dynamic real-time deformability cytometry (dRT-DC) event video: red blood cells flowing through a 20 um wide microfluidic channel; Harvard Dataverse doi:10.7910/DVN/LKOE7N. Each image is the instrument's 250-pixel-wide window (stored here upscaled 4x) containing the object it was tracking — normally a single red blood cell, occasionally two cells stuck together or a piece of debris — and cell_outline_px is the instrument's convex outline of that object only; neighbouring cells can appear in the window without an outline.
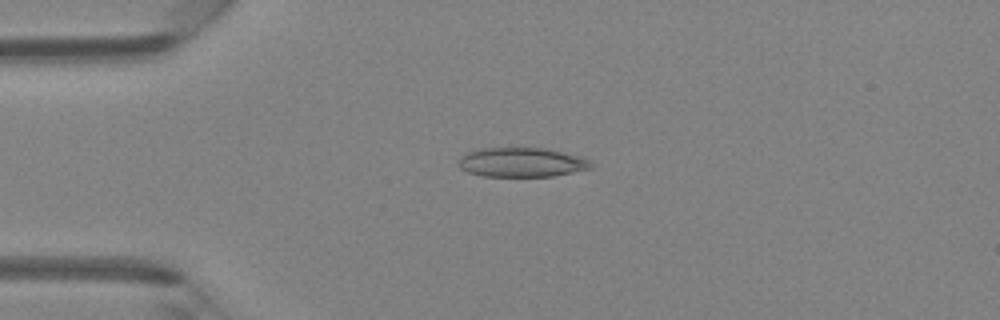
{"species": "Egyptian fruit bat (a non-hibernating species)", "species_latin": "Rousettus aegyptiacus", "temperature_condition": "room temperature", "stored_images_in_passage": 4, "camera_frame_rate_fps": 3000, "um_per_image_px": 0.085, "animal": {"sex": "female"}, "frame": {"image": 1, "passage_image": 2, "time_ms": 1.0, "image_size_px": [1000, 320], "cell_outline_px": [[592, 168], [552, 176], [480, 176], [468, 172], [460, 168], [456, 164], [460, 156], [468, 152], [484, 148], [544, 148], [580, 156], [588, 160], [592, 164]], "centroid_in_image_um": [44.29, 13.8], "position_along_channel_um": 40.7, "area_um2": 22.6}}
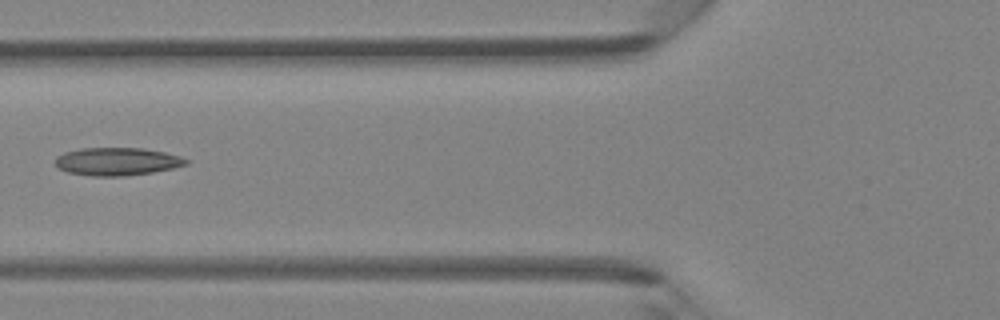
{"frame": {"image": 2, "passage_image": 4, "time_ms": 3.333, "image_size_px": [1000, 320], "cell_outline_px": [[188, 164], [172, 168], [152, 172], [124, 176], [92, 176], [68, 172], [60, 168], [56, 164], [56, 156], [64, 152], [80, 148], [144, 148], [164, 152], [180, 156], [188, 160]], "centroid_in_image_um": [9.95, 13.72], "position_along_channel_um": 115.9, "area_um2": 21.15}}